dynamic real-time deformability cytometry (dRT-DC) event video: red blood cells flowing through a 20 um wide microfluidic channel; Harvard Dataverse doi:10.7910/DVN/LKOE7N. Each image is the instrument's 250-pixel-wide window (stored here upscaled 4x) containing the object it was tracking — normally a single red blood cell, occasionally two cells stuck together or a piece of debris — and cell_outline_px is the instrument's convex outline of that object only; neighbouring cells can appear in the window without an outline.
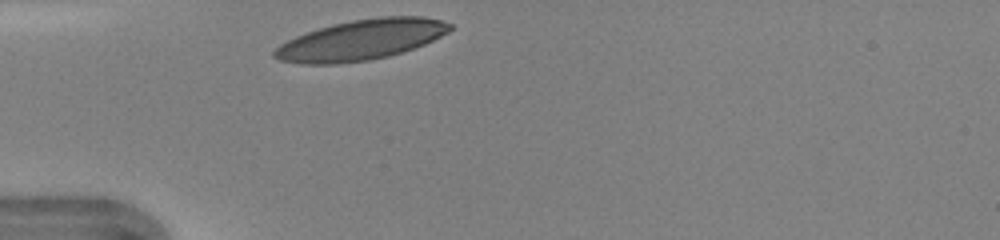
{"species": "human", "species_latin": "Homo sapiens", "temperature_condition": "warm", "stored_images_in_passage": 26, "camera_frame_rate_fps": 3000, "um_per_image_px": 0.085, "donor": {"sex": "female"}, "frame": {"image": 1, "passage_image": 1, "time_ms": 0.0, "image_size_px": [1000, 240], "cell_outline_px": [[452, 28], [448, 32], [424, 44], [388, 56], [368, 60], [336, 64], [300, 64], [280, 60], [272, 56], [272, 52], [280, 44], [296, 36], [332, 24], [352, 20], [380, 16], [424, 16], [440, 20], [452, 24]], "centroid_in_image_um": [30.67, 3.39], "position_along_channel_um": 54.3, "area_um2": 41.04}}
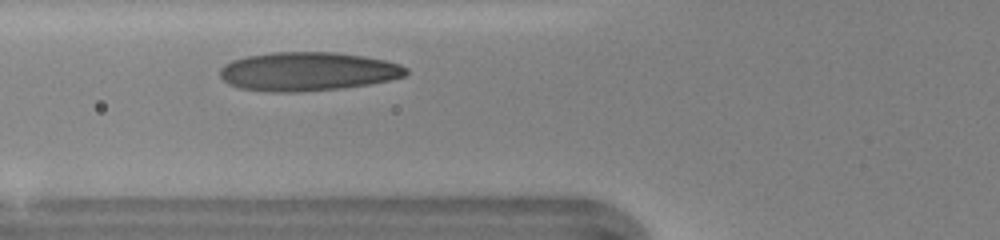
{"frame": {"image": 2, "passage_image": 5, "time_ms": 1.333, "image_size_px": [1000, 240], "cell_outline_px": [[408, 72], [404, 76], [388, 80], [368, 84], [344, 88], [300, 92], [268, 92], [240, 88], [228, 84], [220, 76], [220, 68], [224, 64], [232, 60], [248, 56], [272, 52], [336, 52], [364, 56], [384, 60], [400, 64], [408, 68]], "centroid_in_image_um": [26.14, 6.08], "position_along_channel_um": 99.7, "area_um2": 42.19}}
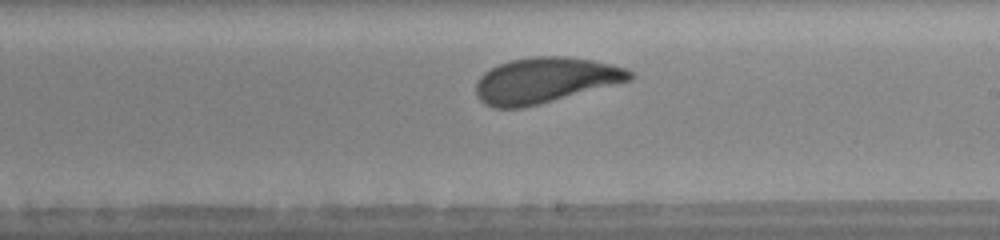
{"frame": {"image": 3, "passage_image": 15, "time_ms": 4.667, "image_size_px": [1000, 240], "cell_outline_px": [[636, 76], [632, 80], [540, 104], [524, 108], [492, 108], [484, 104], [476, 96], [476, 84], [480, 76], [484, 72], [508, 60], [532, 56], [564, 56], [592, 60], [612, 64], [624, 68], [632, 72]], "centroid_in_image_um": [46.33, 6.83], "position_along_channel_um": 242.7, "area_um2": 41.04}, "authors_computed_cell_mechanics": {"area_um2": 40.6334, "velocity_mm_per_s": 4.2845, "shape_relaxation_time_tau1_ms": 2.8341, "shape_relaxation_time_tau2_ms": 1.3575, "deformation_change_tau1": 0.1443, "deformation_change_tau2": 0.0828}}